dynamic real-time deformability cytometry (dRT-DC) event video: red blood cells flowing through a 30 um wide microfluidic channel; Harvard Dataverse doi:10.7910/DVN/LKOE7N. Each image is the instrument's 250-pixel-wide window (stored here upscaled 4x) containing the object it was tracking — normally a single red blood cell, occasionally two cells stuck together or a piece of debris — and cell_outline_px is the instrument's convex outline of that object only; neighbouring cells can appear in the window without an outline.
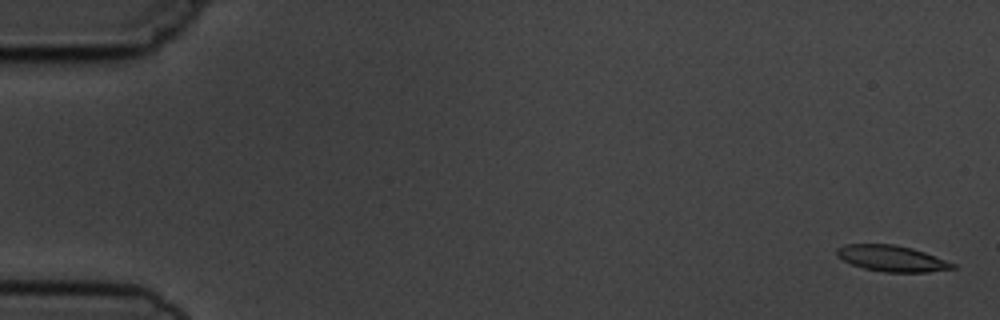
{"species": "common noctule bat (a hibernating species)", "species_latin": "Nyctalus noctula", "temperature_condition": "cold", "stored_images_in_passage": 6, "camera_frame_rate_fps": 3000, "um_per_image_px": 0.085, "animal": {"sex": "male", "body_mass_g": 19.5, "forearm_length_mm": 54.6}, "frame": {"image": 1, "passage_image": 1, "time_ms": 0.0, "image_size_px": [1000, 320], "cell_outline_px": [[956, 268], [928, 272], [884, 272], [864, 268], [852, 264], [836, 256], [836, 248], [844, 244], [896, 244], [912, 248], [924, 252], [956, 264]], "centroid_in_image_um": [75.79, 21.96], "position_along_channel_um": 9.2, "area_um2": 17.57}}
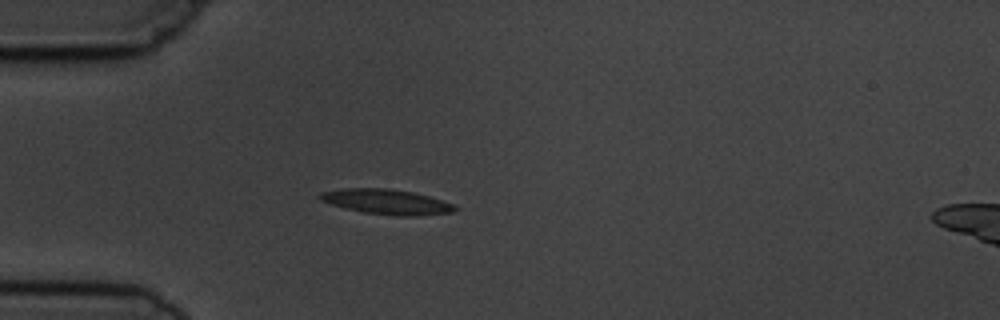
{"frame": {"image": 2, "passage_image": 5, "time_ms": 4.667, "image_size_px": [1000, 320], "cell_outline_px": [[460, 208], [452, 212], [416, 216], [396, 216], [364, 212], [344, 208], [320, 200], [316, 196], [320, 192], [344, 188], [388, 188], [412, 192], [428, 196], [452, 204]], "centroid_in_image_um": [32.83, 17.15], "position_along_channel_um": 52.2, "area_um2": 19.65}}